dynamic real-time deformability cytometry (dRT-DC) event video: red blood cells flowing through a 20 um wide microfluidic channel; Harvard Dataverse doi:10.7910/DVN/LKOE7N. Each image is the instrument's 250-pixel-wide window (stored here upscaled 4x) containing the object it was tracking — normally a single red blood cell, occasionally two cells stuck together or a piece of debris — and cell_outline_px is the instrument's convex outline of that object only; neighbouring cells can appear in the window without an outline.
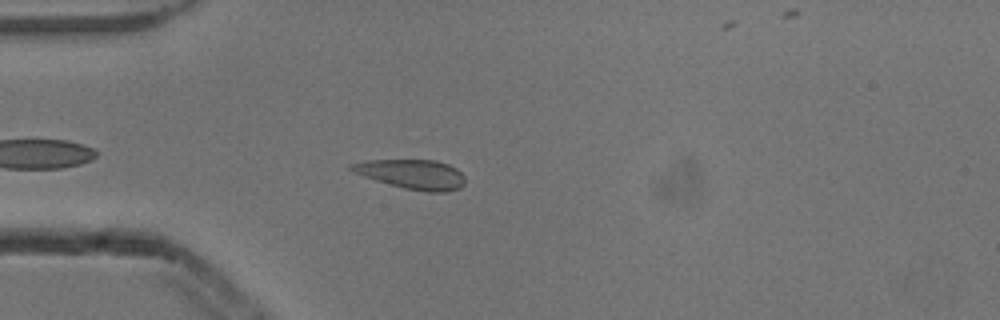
{"species": "common noctule bat (a hibernating species)", "species_latin": "Nyctalus noctula", "temperature_condition": "cold", "stored_images_in_passage": 37, "camera_frame_rate_fps": 3000, "um_per_image_px": 0.085, "animal": {"sex": "male", "body_mass_g": 13.3}, "frame": {"image": 1, "passage_image": 4, "time_ms": 1.0, "image_size_px": [1000, 320], "cell_outline_px": [[464, 184], [460, 188], [444, 192], [428, 192], [404, 188], [376, 180], [364, 176], [348, 168], [348, 164], [368, 160], [436, 160], [448, 164], [456, 168], [464, 176]], "centroid_in_image_um": [35.04, 14.8], "position_along_channel_um": 50.0, "area_um2": 19.42}}
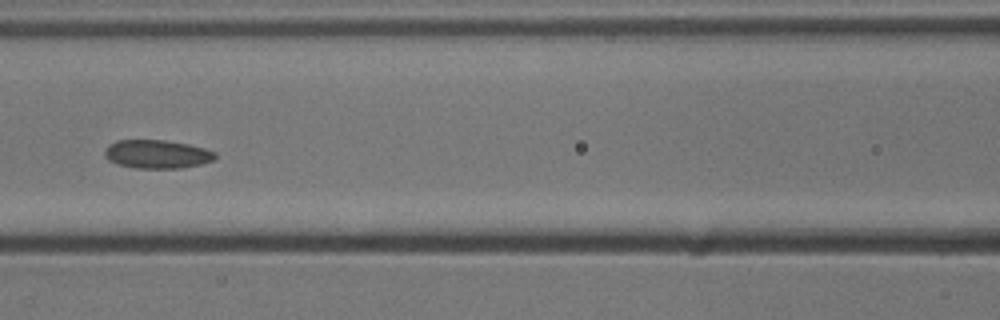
{"frame": {"image": 2, "passage_image": 13, "time_ms": 4.0, "image_size_px": [1000, 320], "cell_outline_px": [[216, 160], [200, 164], [180, 168], [136, 168], [116, 164], [108, 160], [104, 156], [104, 152], [108, 144], [116, 140], [164, 140], [188, 144], [204, 148], [216, 152]], "centroid_in_image_um": [13.33, 13.1], "position_along_channel_um": 153.3, "area_um2": 18.5}}
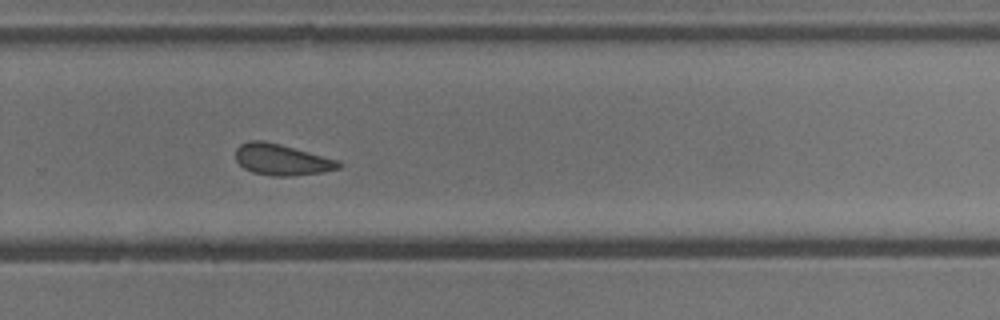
{"frame": {"image": 3, "passage_image": 25, "time_ms": 8.0, "image_size_px": [1000, 320], "cell_outline_px": [[340, 168], [320, 172], [292, 176], [272, 176], [252, 172], [244, 168], [236, 160], [236, 148], [240, 144], [248, 140], [264, 140], [280, 144], [340, 160]], "centroid_in_image_um": [23.92, 13.56], "position_along_channel_um": 305.9, "area_um2": 18.73}, "authors_computed_cell_mechanics": {"area_um2": 18.9006, "velocity_mm_per_s": 3.8201, "shape_relaxation_time_tau1_ms": null, "shape_relaxation_time_tau2_ms": 6.9424, "deformation_change_tau1": null, "deformation_change_tau2": 0.1945}}